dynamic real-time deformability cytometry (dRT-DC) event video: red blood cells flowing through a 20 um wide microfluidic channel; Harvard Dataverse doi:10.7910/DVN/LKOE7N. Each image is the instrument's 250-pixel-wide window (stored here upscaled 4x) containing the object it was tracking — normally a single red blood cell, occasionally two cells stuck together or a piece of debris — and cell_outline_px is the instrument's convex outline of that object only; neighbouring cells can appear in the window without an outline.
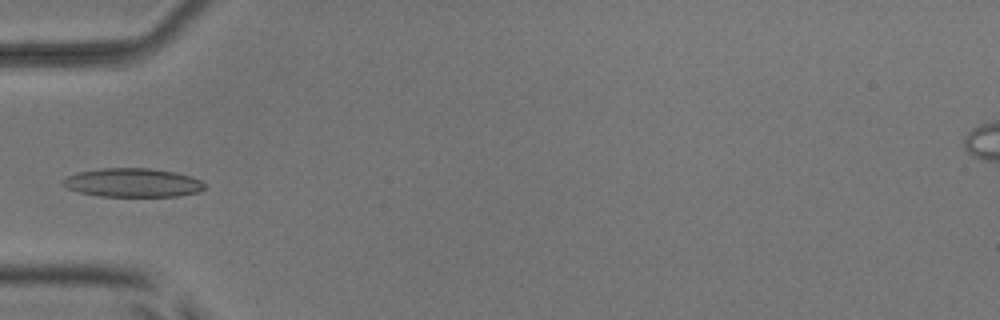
{"species": "common noctule bat (a hibernating species)", "species_latin": "Nyctalus noctula", "temperature_condition": "room temperature", "stored_images_in_passage": 6, "camera_frame_rate_fps": 3000, "um_per_image_px": 0.085, "animal": {"sex": "male", "body_mass_g": 17.9, "forearm_length_mm": 54.2}, "frame": {"image": 1, "passage_image": 5, "time_ms": 1.333, "image_size_px": [1000, 320], "cell_outline_px": [[204, 188], [200, 192], [180, 196], [100, 196], [80, 192], [68, 188], [60, 180], [68, 176], [80, 172], [100, 168], [148, 168], [176, 172], [192, 176], [200, 180], [204, 184]], "centroid_in_image_um": [11.32, 15.52], "position_along_channel_um": 73.7, "area_um2": 23.7}}
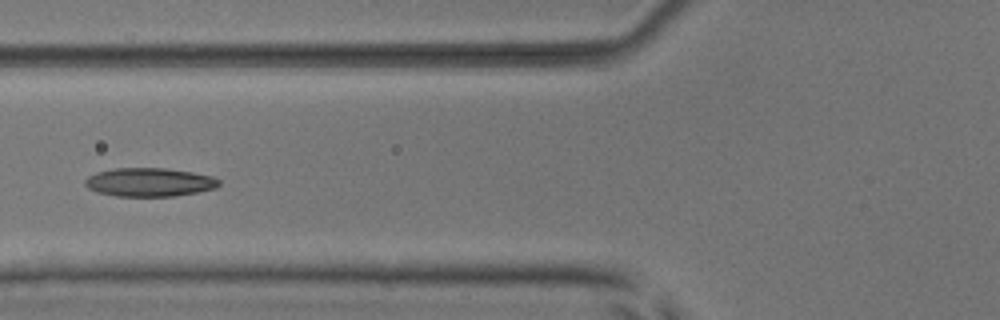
{"frame": {"image": 2, "passage_image": 6, "time_ms": 1.667, "image_size_px": [1000, 320], "cell_outline_px": [[220, 184], [216, 188], [196, 192], [172, 196], [116, 196], [96, 192], [88, 188], [84, 184], [84, 180], [88, 176], [96, 172], [112, 168], [164, 168], [192, 172], [212, 176], [220, 180]], "centroid_in_image_um": [12.66, 15.48], "position_along_channel_um": 113.1, "area_um2": 22.37}}